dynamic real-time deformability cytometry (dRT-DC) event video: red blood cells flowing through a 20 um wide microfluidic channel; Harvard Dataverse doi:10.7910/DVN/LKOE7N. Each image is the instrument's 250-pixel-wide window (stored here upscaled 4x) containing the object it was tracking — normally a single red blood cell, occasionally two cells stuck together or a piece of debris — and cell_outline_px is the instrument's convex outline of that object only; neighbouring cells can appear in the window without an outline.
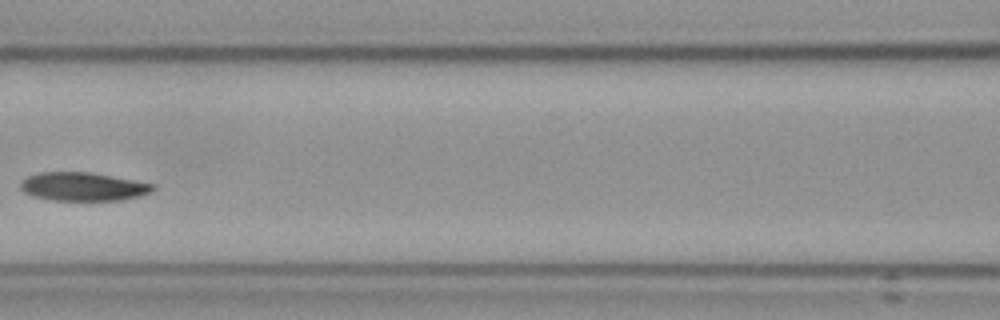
{"species": "Egyptian fruit bat (a non-hibernating species)", "species_latin": "Rousettus aegyptiacus", "temperature_condition": "cold", "stored_images_in_passage": 14, "camera_frame_rate_fps": 3000, "um_per_image_px": 0.085, "frame": {"image": 1, "passage_image": 5, "time_ms": 5.667, "image_size_px": [1000, 320], "cell_outline_px": [[156, 188], [152, 192], [140, 196], [120, 200], [48, 200], [32, 196], [24, 192], [20, 188], [20, 184], [28, 176], [40, 172], [92, 172], [156, 184]], "centroid_in_image_um": [7.09, 15.86], "position_along_channel_um": 159.5, "area_um2": 22.14}}